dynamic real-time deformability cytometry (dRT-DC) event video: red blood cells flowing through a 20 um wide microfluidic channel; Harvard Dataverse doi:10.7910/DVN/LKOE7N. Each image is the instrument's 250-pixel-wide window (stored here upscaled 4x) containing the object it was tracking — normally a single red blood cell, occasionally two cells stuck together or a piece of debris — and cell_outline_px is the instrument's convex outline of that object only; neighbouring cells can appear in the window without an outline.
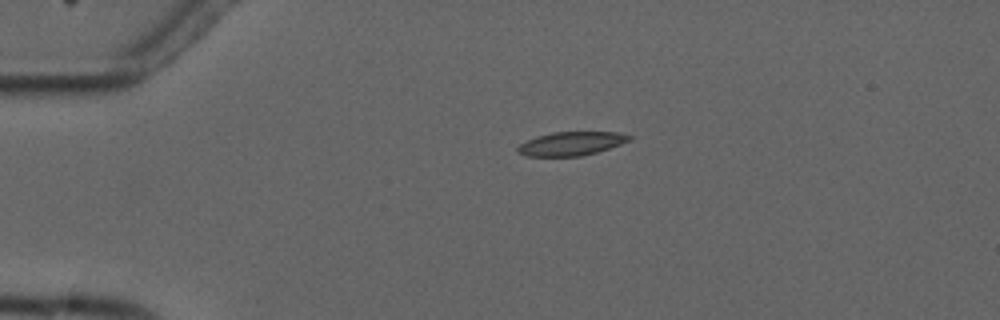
{"species": "common noctule bat (a hibernating species)", "species_latin": "Nyctalus noctula", "temperature_condition": "cold", "stored_images_in_passage": 7, "camera_frame_rate_fps": 3000, "um_per_image_px": 0.085, "animal": {"sex": "male", "forearm_length_mm": 52.5}, "frame": {"image": 1, "passage_image": 3, "time_ms": 3.0, "image_size_px": [1000, 320], "cell_outline_px": [[632, 140], [596, 152], [580, 156], [528, 156], [516, 152], [516, 148], [520, 144], [536, 136], [552, 132], [616, 132], [632, 136]], "centroid_in_image_um": [48.53, 12.2], "position_along_channel_um": 36.5, "area_um2": 15.32}}
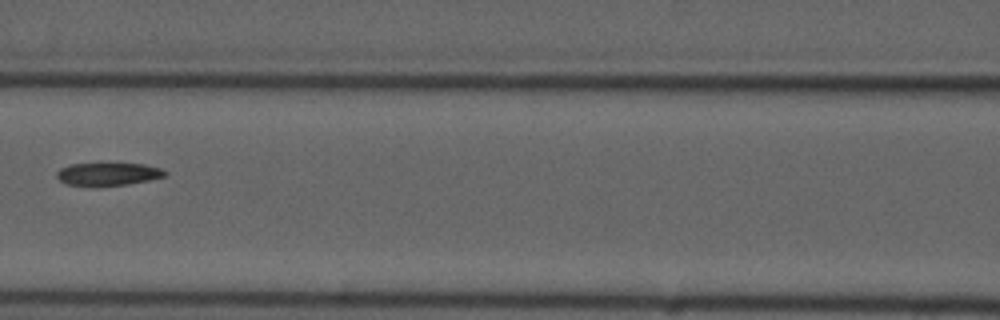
{"frame": {"image": 2, "passage_image": 6, "time_ms": 7.333, "image_size_px": [1000, 320], "cell_outline_px": [[168, 172], [164, 176], [148, 180], [128, 184], [64, 184], [56, 176], [56, 172], [60, 168], [72, 164], [100, 160], [144, 164], [160, 168]], "centroid_in_image_um": [9.17, 14.7], "position_along_channel_um": 157.4, "area_um2": 14.8}}
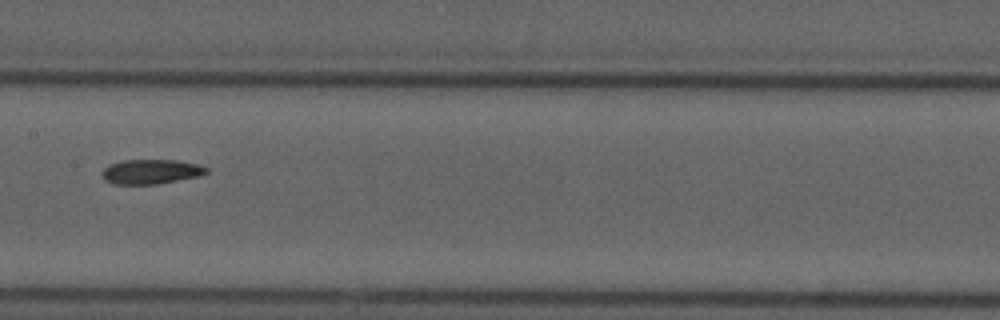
{"frame": {"image": 3, "passage_image": 7, "time_ms": 8.333, "image_size_px": [1000, 320], "cell_outline_px": [[208, 172], [200, 176], [156, 184], [112, 184], [104, 180], [100, 172], [108, 164], [120, 160], [176, 160], [196, 164], [208, 168]], "centroid_in_image_um": [12.77, 14.59], "position_along_channel_um": 194.6, "area_um2": 15.09}}